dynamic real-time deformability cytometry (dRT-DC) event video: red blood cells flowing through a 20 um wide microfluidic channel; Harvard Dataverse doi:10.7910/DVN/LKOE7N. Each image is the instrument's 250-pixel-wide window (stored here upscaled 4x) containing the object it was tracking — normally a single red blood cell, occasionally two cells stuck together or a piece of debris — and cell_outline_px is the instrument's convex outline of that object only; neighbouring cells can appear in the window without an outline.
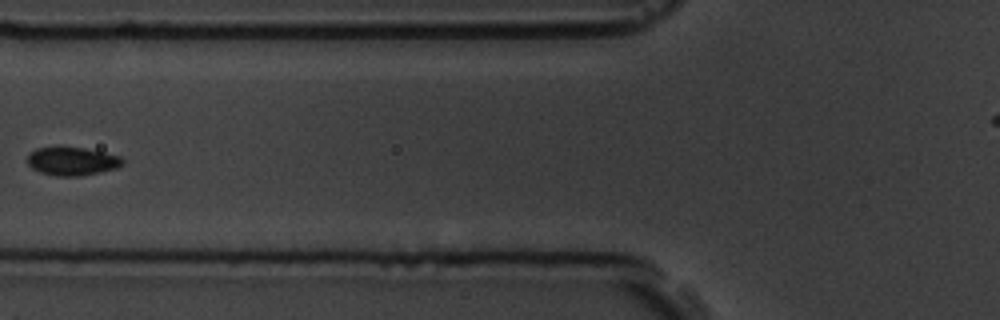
{"species": "common noctule bat (a hibernating species)", "species_latin": "Nyctalus noctula", "temperature_condition": "room temperature", "stored_images_in_passage": 5, "camera_frame_rate_fps": 3000, "um_per_image_px": 0.085, "animal": {"sex": "male", "body_mass_g": 19.5, "forearm_length_mm": 54.6}, "frame": {"image": 1, "passage_image": 5, "time_ms": 5.333, "image_size_px": [1000, 320], "cell_outline_px": [[124, 164], [116, 168], [100, 172], [80, 176], [56, 176], [40, 172], [32, 168], [28, 164], [28, 152], [36, 148], [84, 148], [104, 152], [120, 156], [124, 160]], "centroid_in_image_um": [6.14, 13.71], "position_along_channel_um": 119.7, "area_um2": 15.61}}